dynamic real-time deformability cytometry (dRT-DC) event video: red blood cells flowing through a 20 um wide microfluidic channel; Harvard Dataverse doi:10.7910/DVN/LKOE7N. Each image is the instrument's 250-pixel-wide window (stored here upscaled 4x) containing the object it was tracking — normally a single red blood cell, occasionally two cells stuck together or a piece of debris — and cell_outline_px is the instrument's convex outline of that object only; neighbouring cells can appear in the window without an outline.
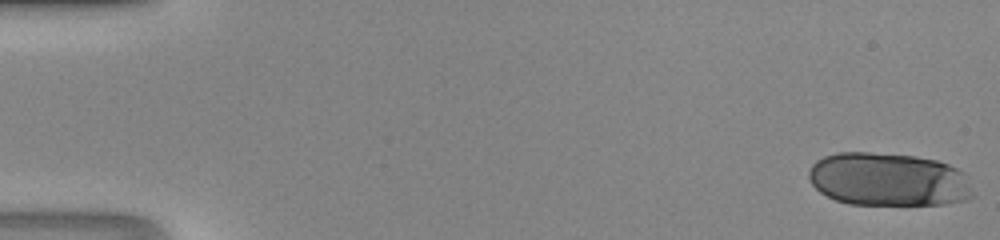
{"species": "human", "species_latin": "Homo sapiens", "temperature_condition": "room temperature", "stored_images_in_passage": 47, "camera_frame_rate_fps": 3000, "um_per_image_px": 0.085, "donor": {"sex": "male"}, "frame": {"image": 1, "passage_image": 1, "time_ms": 0.0, "image_size_px": [1000, 240], "cell_outline_px": [[972, 196], [968, 200], [944, 204], [848, 204], [836, 200], [820, 192], [812, 184], [808, 176], [808, 172], [812, 164], [816, 160], [824, 156], [836, 152], [868, 152], [916, 156], [936, 160], [948, 164], [964, 172]], "centroid_in_image_um": [75.47, 15.24], "position_along_channel_um": 9.5, "area_um2": 50.98}}
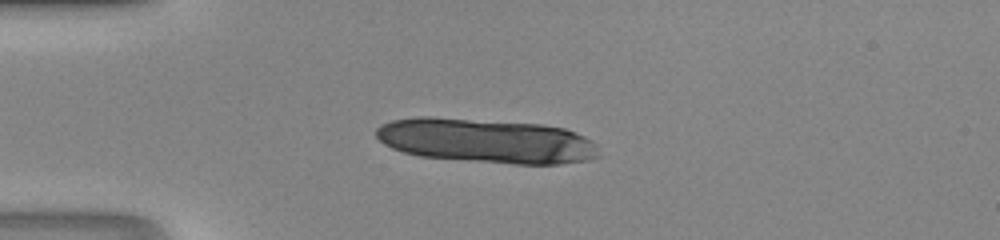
{"frame": {"image": 2, "passage_image": 13, "time_ms": 4.0, "image_size_px": [1000, 240], "cell_outline_px": [[600, 156], [588, 160], [560, 164], [516, 164], [420, 156], [404, 152], [392, 148], [384, 144], [376, 136], [376, 128], [380, 124], [392, 120], [416, 116], [432, 116], [544, 124], [564, 128], [576, 132], [592, 140], [596, 144]], "centroid_in_image_um": [41.35, 11.95], "position_along_channel_um": 43.7, "area_um2": 58.09}}
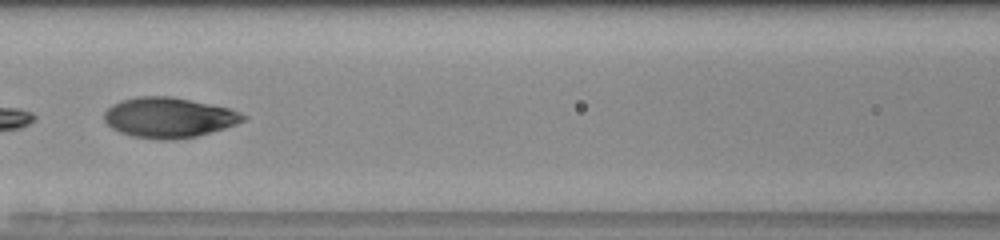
{"frame": {"image": 3, "passage_image": 23, "time_ms": 7.333, "image_size_px": [1000, 240], "cell_outline_px": [[248, 116], [244, 120], [236, 124], [224, 128], [196, 136], [172, 140], [164, 140], [132, 136], [120, 132], [112, 128], [104, 120], [104, 112], [112, 104], [120, 100], [136, 96], [172, 96], [228, 108], [240, 112]], "centroid_in_image_um": [14.32, 9.98], "position_along_channel_um": 152.3, "area_um2": 32.48}}